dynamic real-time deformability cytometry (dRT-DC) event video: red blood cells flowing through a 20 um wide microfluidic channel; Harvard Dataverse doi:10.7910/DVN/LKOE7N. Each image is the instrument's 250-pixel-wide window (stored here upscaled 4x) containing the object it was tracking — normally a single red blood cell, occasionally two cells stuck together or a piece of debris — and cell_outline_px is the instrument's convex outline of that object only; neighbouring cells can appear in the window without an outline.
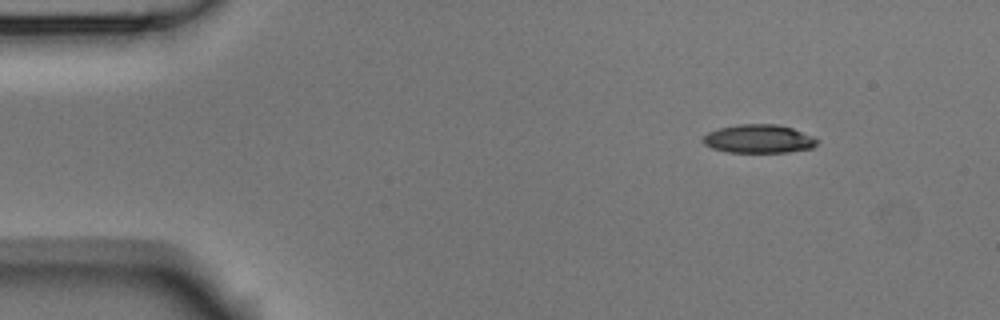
{"species": "Egyptian fruit bat (a non-hibernating species)", "species_latin": "Rousettus aegyptiacus", "temperature_condition": "room temperature", "stored_images_in_passage": 5, "camera_frame_rate_fps": 3000, "um_per_image_px": 0.085, "animal": {"sex": "male"}, "frame": {"image": 1, "passage_image": 2, "time_ms": 0.333, "image_size_px": [1000, 320], "cell_outline_px": [[820, 140], [812, 148], [788, 152], [728, 152], [712, 148], [704, 144], [700, 140], [708, 132], [720, 128], [736, 124], [776, 124], [792, 128], [812, 136]], "centroid_in_image_um": [64.48, 11.8], "position_along_channel_um": 20.5, "area_um2": 18.96}}
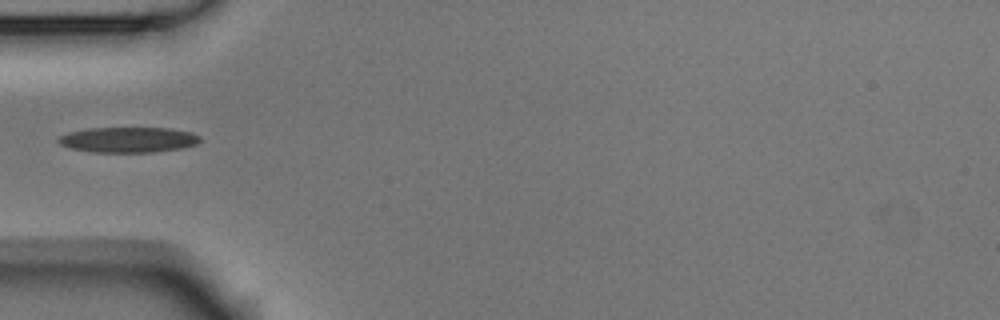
{"frame": {"image": 2, "passage_image": 5, "time_ms": 1.333, "image_size_px": [1000, 320], "cell_outline_px": [[200, 140], [196, 144], [184, 148], [152, 152], [92, 152], [72, 148], [60, 144], [56, 140], [60, 136], [68, 132], [88, 128], [172, 128], [192, 132], [200, 136]], "centroid_in_image_um": [10.92, 11.87], "position_along_channel_um": 74.1, "area_um2": 21.04}}